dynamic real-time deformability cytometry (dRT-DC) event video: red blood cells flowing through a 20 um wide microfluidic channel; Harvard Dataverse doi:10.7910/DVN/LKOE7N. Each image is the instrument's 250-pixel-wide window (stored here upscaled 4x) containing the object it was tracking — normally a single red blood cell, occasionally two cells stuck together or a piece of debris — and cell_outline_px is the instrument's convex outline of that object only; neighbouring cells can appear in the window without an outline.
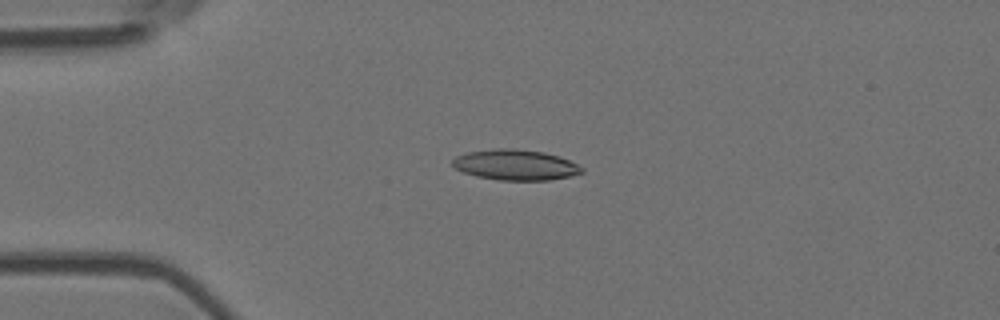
{"species": "Egyptian fruit bat (a non-hibernating species)", "species_latin": "Rousettus aegyptiacus", "temperature_condition": "room temperature", "stored_images_in_passage": 4, "camera_frame_rate_fps": 3000, "um_per_image_px": 0.085, "animal": {"sex": "female"}, "frame": {"image": 1, "passage_image": 3, "time_ms": 0.667, "image_size_px": [1000, 320], "cell_outline_px": [[584, 172], [572, 176], [548, 180], [500, 180], [476, 176], [464, 172], [456, 168], [452, 164], [452, 160], [456, 156], [468, 152], [496, 148], [516, 148], [544, 152], [560, 156], [584, 168]], "centroid_in_image_um": [43.84, 14.01], "position_along_channel_um": 41.2, "area_um2": 23.06}}